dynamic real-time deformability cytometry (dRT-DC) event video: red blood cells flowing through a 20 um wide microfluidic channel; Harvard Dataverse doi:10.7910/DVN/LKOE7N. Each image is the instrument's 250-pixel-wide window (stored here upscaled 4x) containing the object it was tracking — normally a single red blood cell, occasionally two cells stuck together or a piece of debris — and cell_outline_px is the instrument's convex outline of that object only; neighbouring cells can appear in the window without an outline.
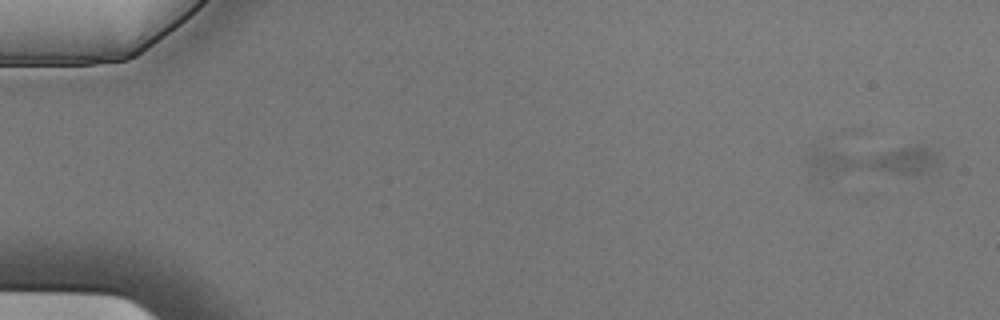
{"species": "Egyptian fruit bat (a non-hibernating species)", "species_latin": "Rousettus aegyptiacus", "temperature_condition": "cold", "stored_images_in_passage": 6, "camera_frame_rate_fps": 3000, "um_per_image_px": 0.085, "animal": {"sex": "male"}, "frame": {"image": 1, "passage_image": 1, "time_ms": 0.0, "image_size_px": [1000, 320], "cell_outline_px": [[940, 156], [936, 168], [928, 172], [816, 172], [808, 164], [808, 156], [816, 148], [924, 144], [936, 148]], "centroid_in_image_um": [74.39, 13.51], "position_along_channel_um": 10.6, "area_um2": 23.64}}